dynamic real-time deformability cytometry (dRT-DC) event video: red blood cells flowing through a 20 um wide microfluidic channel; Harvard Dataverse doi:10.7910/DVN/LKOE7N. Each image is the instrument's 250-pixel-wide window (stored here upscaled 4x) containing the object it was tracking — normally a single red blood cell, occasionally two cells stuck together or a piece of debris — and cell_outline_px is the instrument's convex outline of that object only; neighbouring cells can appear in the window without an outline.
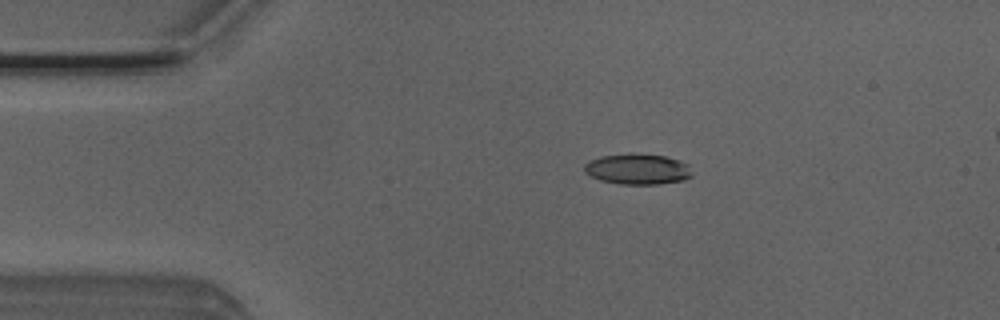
{"species": "Egyptian fruit bat (a non-hibernating species)", "species_latin": "Rousettus aegyptiacus", "temperature_condition": "room temperature", "stored_images_in_passage": 53, "segment_of_instrument_passage": [1, 2], "camera_frame_rate_fps": 3000, "um_per_image_px": 0.085, "animal": {"sex": "male"}, "frame": {"image": 1, "passage_image": 10, "time_ms": 3.0, "image_size_px": [1000, 320], "cell_outline_px": [[692, 176], [684, 180], [660, 184], [620, 184], [600, 180], [584, 172], [584, 164], [588, 160], [600, 156], [632, 152], [664, 156], [680, 160], [688, 164], [692, 172]], "centroid_in_image_um": [54.19, 14.36], "position_along_channel_um": 30.8, "area_um2": 19.59}}
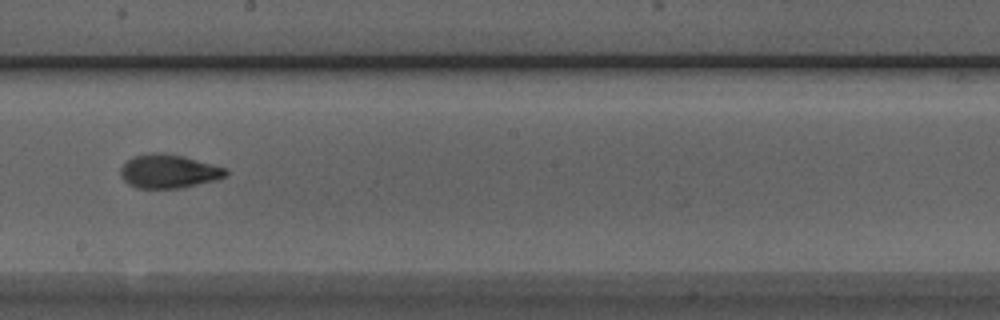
{"frame": {"image": 2, "passage_image": 29, "time_ms": 9.333, "image_size_px": [1000, 320], "cell_outline_px": [[228, 176], [216, 180], [180, 188], [136, 188], [128, 184], [120, 176], [120, 168], [128, 160], [136, 156], [152, 152], [160, 152], [184, 156], [228, 168]], "centroid_in_image_um": [14.37, 14.56], "position_along_channel_um": 233.8, "area_um2": 20.81}}
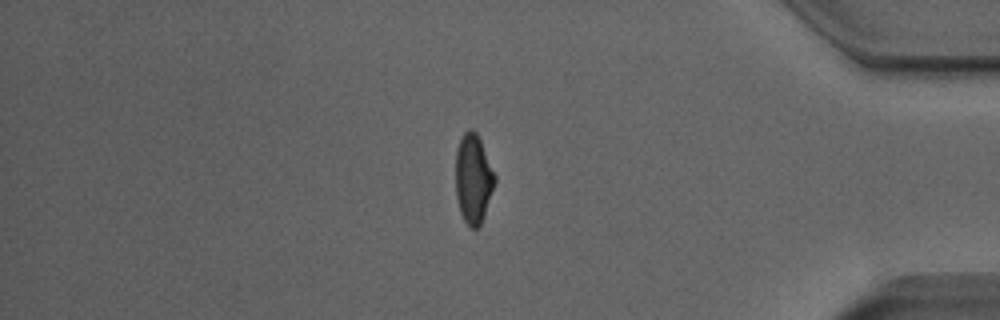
{"frame": {"image": 3, "passage_image": 44, "time_ms": 14.333, "image_size_px": [1000, 320], "cell_outline_px": [[496, 180], [480, 224], [476, 228], [468, 228], [460, 212], [456, 196], [456, 148], [464, 132], [468, 128], [472, 128], [476, 132], [480, 140], [496, 176]], "centroid_in_image_um": [40.21, 15.17], "position_along_channel_um": 395.0, "area_um2": 20.17}}